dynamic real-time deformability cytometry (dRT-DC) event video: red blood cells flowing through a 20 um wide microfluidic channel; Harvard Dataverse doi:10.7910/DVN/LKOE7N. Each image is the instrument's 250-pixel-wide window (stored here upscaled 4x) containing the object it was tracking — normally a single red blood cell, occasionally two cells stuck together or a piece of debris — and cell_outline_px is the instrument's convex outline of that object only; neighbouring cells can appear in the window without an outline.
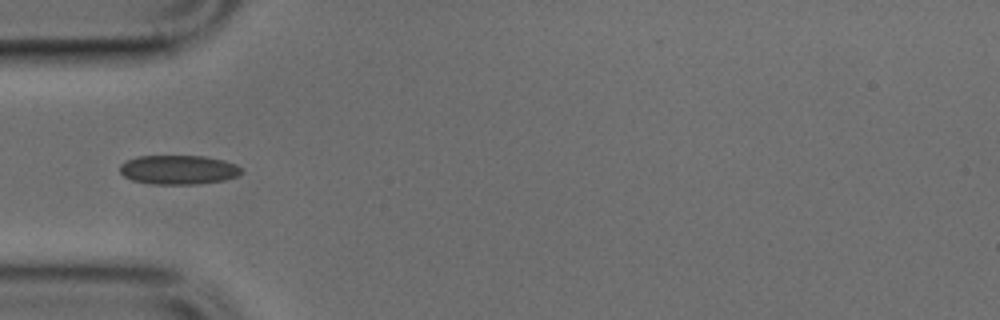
{"species": "common noctule bat (a hibernating species)", "species_latin": "Nyctalus noctula", "temperature_condition": "cold", "stored_images_in_passage": 48, "camera_frame_rate_fps": 3000, "um_per_image_px": 0.085, "animal": {"sex": "male", "body_mass_g": 17.9, "forearm_length_mm": 54.2}, "frame": {"image": 1, "passage_image": 14, "time_ms": 4.333, "image_size_px": [1000, 320], "cell_outline_px": [[244, 172], [236, 176], [224, 180], [196, 184], [152, 184], [132, 180], [124, 176], [120, 172], [120, 164], [136, 156], [204, 156], [224, 160], [236, 164], [244, 168]], "centroid_in_image_um": [15.2, 14.42], "position_along_channel_um": 69.8, "area_um2": 20.81}}
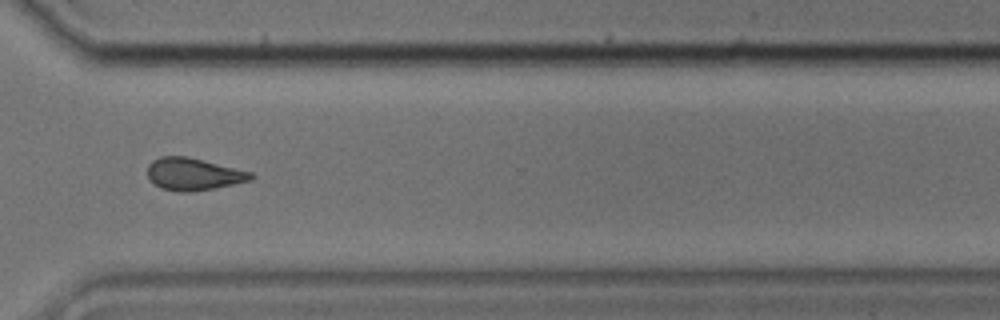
{"frame": {"image": 2, "passage_image": 35, "time_ms": 11.333, "image_size_px": [1000, 320], "cell_outline_px": [[256, 176], [252, 180], [192, 192], [180, 192], [160, 188], [148, 176], [148, 164], [152, 160], [160, 156], [188, 156], [252, 172]], "centroid_in_image_um": [16.45, 14.79], "position_along_channel_um": 354.2, "area_um2": 19.42}}